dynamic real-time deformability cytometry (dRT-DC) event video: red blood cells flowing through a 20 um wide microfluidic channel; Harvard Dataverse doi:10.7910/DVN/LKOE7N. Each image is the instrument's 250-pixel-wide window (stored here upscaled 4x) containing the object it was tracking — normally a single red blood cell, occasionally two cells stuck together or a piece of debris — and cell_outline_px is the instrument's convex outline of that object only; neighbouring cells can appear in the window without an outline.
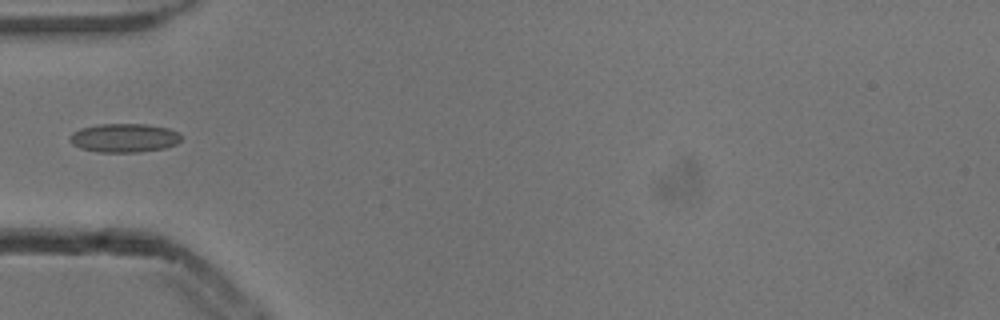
{"species": "common noctule bat (a hibernating species)", "species_latin": "Nyctalus noctula", "temperature_condition": "cold", "stored_images_in_passage": 5, "camera_frame_rate_fps": 3000, "um_per_image_px": 0.085, "animal": {"sex": "male", "body_mass_g": 13.3}, "frame": {"image": 1, "passage_image": 5, "time_ms": 1.333, "image_size_px": [1000, 320], "cell_outline_px": [[180, 140], [176, 144], [164, 148], [136, 152], [96, 152], [80, 148], [72, 144], [68, 140], [72, 132], [80, 128], [100, 124], [148, 124], [168, 128], [176, 132], [180, 136]], "centroid_in_image_um": [10.5, 11.72], "position_along_channel_um": 74.5, "area_um2": 18.67}}